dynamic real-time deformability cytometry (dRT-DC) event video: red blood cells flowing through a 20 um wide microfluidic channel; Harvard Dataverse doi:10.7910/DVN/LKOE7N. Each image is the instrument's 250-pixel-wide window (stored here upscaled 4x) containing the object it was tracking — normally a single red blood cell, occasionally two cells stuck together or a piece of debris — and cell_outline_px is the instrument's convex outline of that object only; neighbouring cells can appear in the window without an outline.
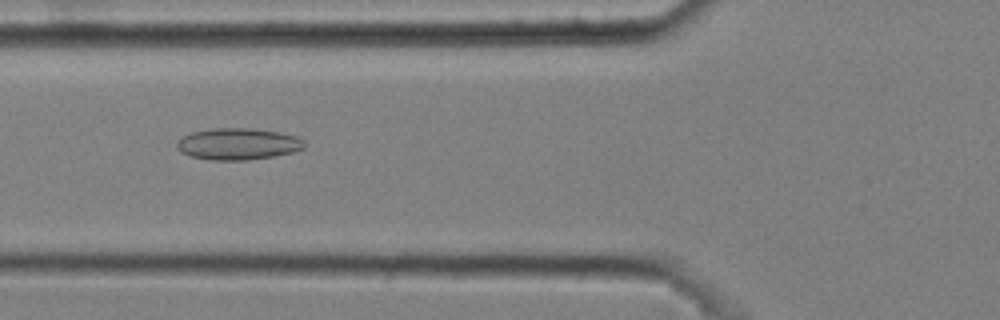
{"species": "common noctule bat (a hibernating species)", "species_latin": "Nyctalus noctula", "temperature_condition": "cold", "stored_images_in_passage": 49, "camera_frame_rate_fps": 3000, "um_per_image_px": 0.085, "animal": {"sex": "male", "body_mass_g": 20.4}, "frame": {"image": 1, "passage_image": 20, "time_ms": 6.333, "image_size_px": [1000, 320], "cell_outline_px": [[304, 148], [292, 152], [272, 156], [248, 160], [212, 160], [188, 156], [180, 152], [176, 148], [176, 140], [192, 132], [212, 128], [252, 128], [276, 132], [296, 136], [304, 140]], "centroid_in_image_um": [20.17, 12.24], "position_along_channel_um": 105.6, "area_um2": 23.52}}
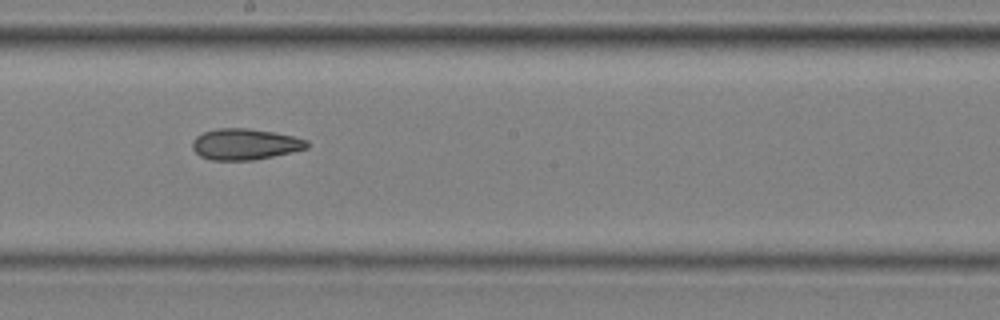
{"frame": {"image": 2, "passage_image": 30, "time_ms": 9.667, "image_size_px": [1000, 320], "cell_outline_px": [[308, 148], [292, 152], [252, 160], [212, 160], [200, 156], [192, 148], [192, 140], [196, 136], [204, 132], [216, 128], [248, 128], [272, 132], [292, 136], [308, 140]], "centroid_in_image_um": [20.8, 12.25], "position_along_channel_um": 227.4, "area_um2": 20.69}}
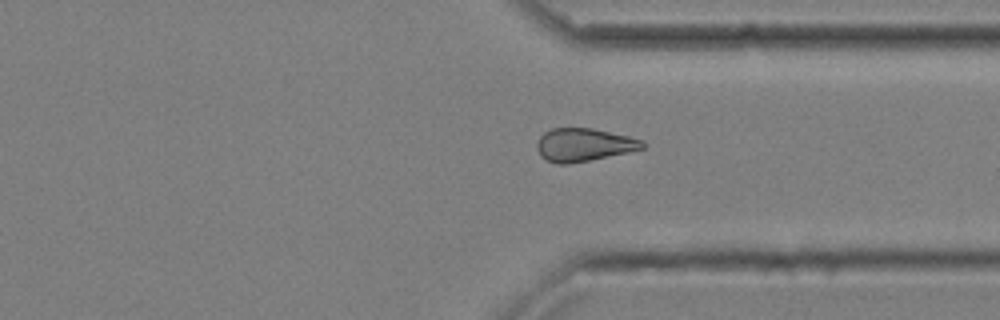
{"frame": {"image": 3, "passage_image": 41, "time_ms": 13.333, "image_size_px": [1000, 320], "cell_outline_px": [[648, 144], [644, 148], [628, 152], [568, 164], [560, 164], [548, 160], [540, 156], [536, 144], [540, 136], [544, 132], [552, 128], [592, 128], [628, 136], [644, 140]], "centroid_in_image_um": [49.64, 12.3], "position_along_channel_um": 361.8, "area_um2": 20.23}, "authors_computed_cell_mechanics": {"area_um2": 21.7906, "velocity_mm_per_s": 3.6449, "shape_relaxation_time_tau1_ms": 11.0698, "shape_relaxation_time_tau2_ms": 5.7886, "deformation_change_tau1": 0.1094, "deformation_change_tau2": 0.1399}}